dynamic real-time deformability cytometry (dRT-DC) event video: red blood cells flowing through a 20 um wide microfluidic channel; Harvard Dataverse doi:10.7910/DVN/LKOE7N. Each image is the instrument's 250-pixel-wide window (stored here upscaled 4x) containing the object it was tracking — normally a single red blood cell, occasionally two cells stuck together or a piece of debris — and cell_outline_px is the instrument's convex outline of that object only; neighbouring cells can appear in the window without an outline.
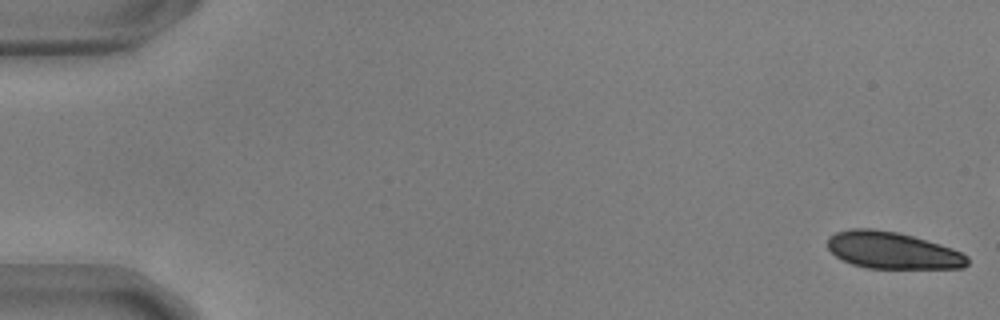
{"species": "common noctule bat (a hibernating species)", "species_latin": "Nyctalus noctula", "temperature_condition": "warm", "stored_images_in_passage": 56, "camera_frame_rate_fps": 3000, "um_per_image_px": 0.085, "animal": {"sex": "male", "body_mass_g": 17.9, "forearm_length_mm": 54.2}, "frame": {"image": 1, "passage_image": 1, "time_ms": 0.0, "image_size_px": [1000, 320], "cell_outline_px": [[968, 264], [964, 268], [868, 268], [852, 264], [836, 256], [828, 248], [828, 236], [836, 232], [852, 228], [872, 228], [900, 232], [940, 244], [952, 248], [968, 256]], "centroid_in_image_um": [75.86, 21.27], "position_along_channel_um": 9.1, "area_um2": 30.11}}
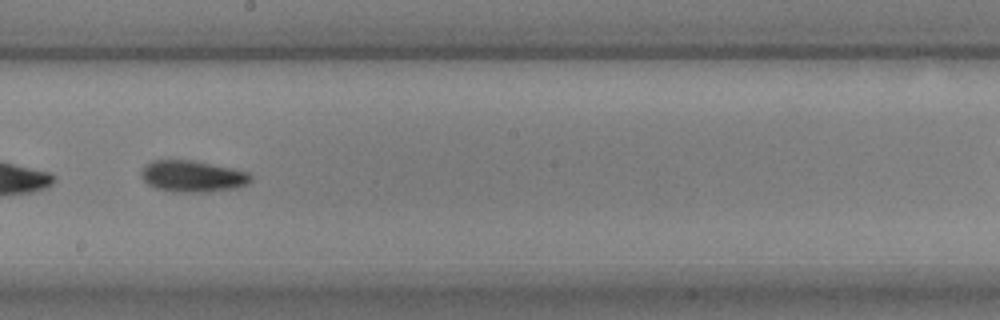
{"frame": {"image": 2, "passage_image": 32, "time_ms": 10.333, "image_size_px": [1000, 320], "cell_outline_px": [[252, 180], [248, 184], [236, 188], [208, 192], [172, 192], [156, 188], [148, 184], [140, 176], [140, 172], [144, 164], [152, 160], [192, 160], [232, 168], [248, 172], [252, 176]], "centroid_in_image_um": [16.35, 14.98], "position_along_channel_um": 231.8, "area_um2": 20.35}}
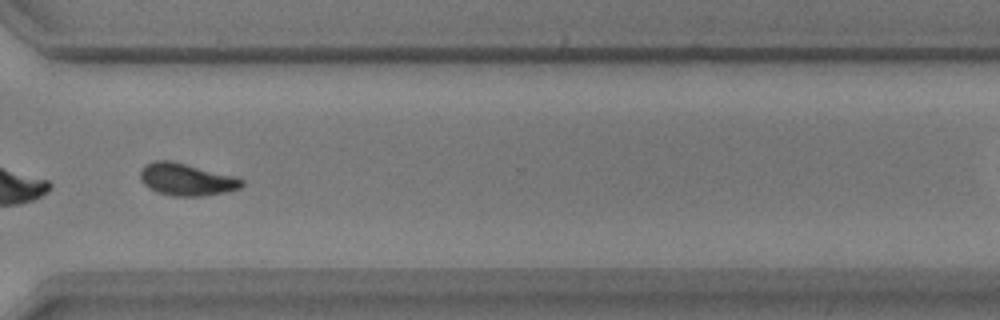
{"frame": {"image": 3, "passage_image": 42, "time_ms": 13.667, "image_size_px": [1000, 320], "cell_outline_px": [[244, 184], [240, 188], [224, 192], [204, 196], [172, 196], [156, 192], [144, 184], [140, 180], [140, 172], [144, 164], [156, 160], [172, 160], [236, 176], [244, 180]], "centroid_in_image_um": [15.85, 15.24], "position_along_channel_um": 354.8, "area_um2": 19.31}, "authors_computed_cell_mechanics": {"area_um2": 19.3341, "velocity_mm_per_s": 3.6821, "shape_relaxation_time_tau1_ms": 4.0284, "shape_relaxation_time_tau2_ms": 5.7646, "deformation_change_tau1": 0.152, "deformation_change_tau2": 0.1023}}